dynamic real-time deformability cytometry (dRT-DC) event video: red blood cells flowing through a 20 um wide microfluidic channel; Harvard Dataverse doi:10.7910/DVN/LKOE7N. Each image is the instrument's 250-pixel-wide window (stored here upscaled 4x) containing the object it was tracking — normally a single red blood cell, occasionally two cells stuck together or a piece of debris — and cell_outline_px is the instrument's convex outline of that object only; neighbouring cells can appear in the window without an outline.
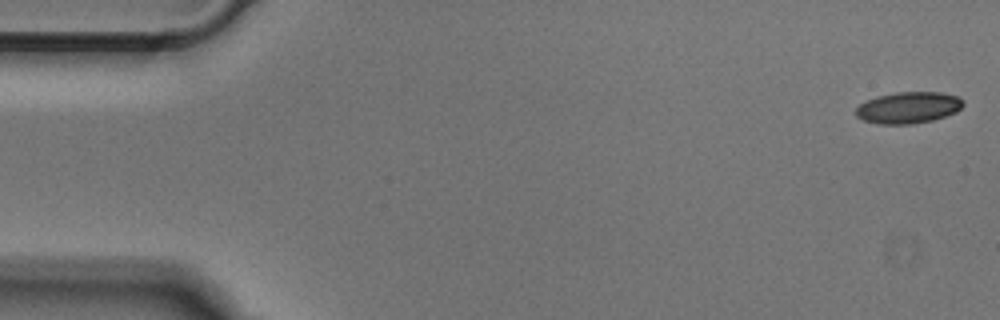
{"species": "Egyptian fruit bat (a non-hibernating species)", "species_latin": "Rousettus aegyptiacus", "temperature_condition": "cold", "stored_images_in_passage": 51, "camera_frame_rate_fps": 3000, "um_per_image_px": 0.085, "animal": {"sex": "male"}, "frame": {"image": 1, "passage_image": 1, "time_ms": 0.0, "image_size_px": [1000, 320], "cell_outline_px": [[964, 104], [956, 112], [932, 120], [912, 124], [880, 124], [864, 120], [856, 116], [856, 108], [860, 104], [876, 96], [896, 92], [940, 92], [956, 96], [964, 100]], "centroid_in_image_um": [77.21, 9.14], "position_along_channel_um": 7.8, "area_um2": 19.59}}
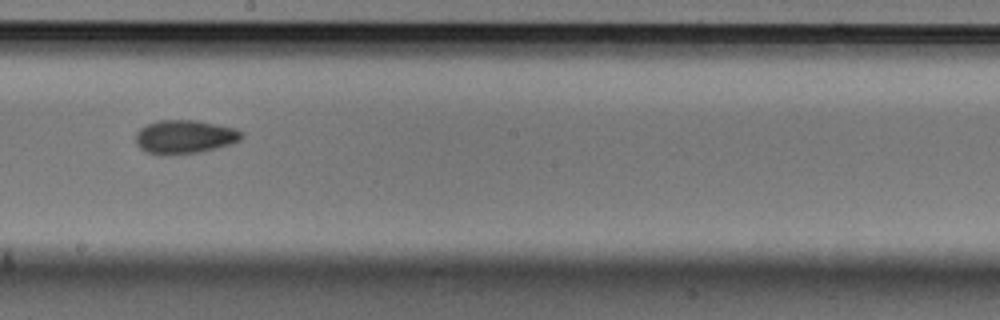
{"frame": {"image": 2, "passage_image": 28, "time_ms": 9.0, "image_size_px": [1000, 320], "cell_outline_px": [[244, 136], [240, 140], [232, 144], [200, 152], [148, 152], [140, 148], [136, 144], [136, 132], [140, 128], [148, 124], [160, 120], [196, 120], [236, 128], [244, 132]], "centroid_in_image_um": [15.77, 11.58], "position_along_channel_um": 232.4, "area_um2": 20.23}}
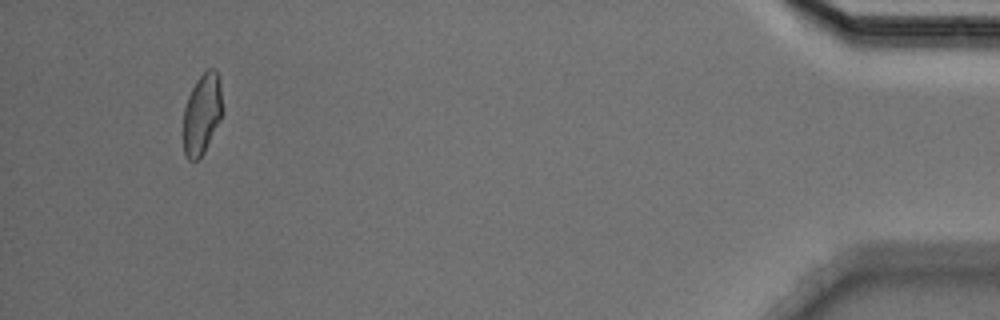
{"frame": {"image": 3, "passage_image": 48, "time_ms": 15.667, "image_size_px": [1000, 320], "cell_outline_px": [[224, 112], [204, 152], [196, 160], [188, 160], [184, 152], [184, 108], [188, 96], [196, 80], [208, 68], [216, 68], [220, 84]], "centroid_in_image_um": [17.19, 9.65], "position_along_channel_um": 418.0, "area_um2": 18.44}}